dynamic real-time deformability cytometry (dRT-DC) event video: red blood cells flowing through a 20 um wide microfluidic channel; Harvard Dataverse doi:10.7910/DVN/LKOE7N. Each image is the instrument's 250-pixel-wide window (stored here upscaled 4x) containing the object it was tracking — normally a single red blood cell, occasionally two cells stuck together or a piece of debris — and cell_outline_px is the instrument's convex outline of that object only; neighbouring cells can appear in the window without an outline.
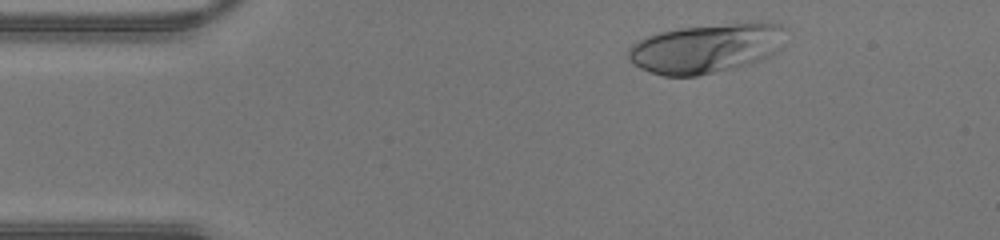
{"species": "human", "species_latin": "Homo sapiens", "temperature_condition": "warm", "stored_images_in_passage": 40, "camera_frame_rate_fps": 3000, "um_per_image_px": 0.085, "donor": {"sex": "male"}, "frame": {"image": 1, "passage_image": 1, "time_ms": 0.0, "image_size_px": [1000, 240], "cell_outline_px": [[740, 28], [704, 72], [688, 76], [668, 76], [644, 68], [640, 64], [632, 52], [640, 44], [656, 36], [668, 32], [692, 28]], "centroid_in_image_um": [58.09, 4.3], "position_along_channel_um": 26.9, "area_um2": 25.03}}
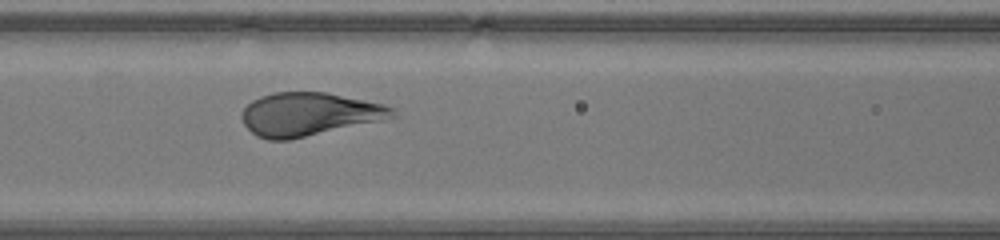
{"frame": {"image": 2, "passage_image": 13, "time_ms": 4.0, "image_size_px": [1000, 240], "cell_outline_px": [[388, 108], [360, 120], [300, 136], [260, 136], [244, 120], [244, 112], [256, 100], [268, 96], [284, 92], [316, 92], [336, 96], [372, 104]], "centroid_in_image_um": [25.87, 9.63], "position_along_channel_um": 140.7, "area_um2": 30.98}}
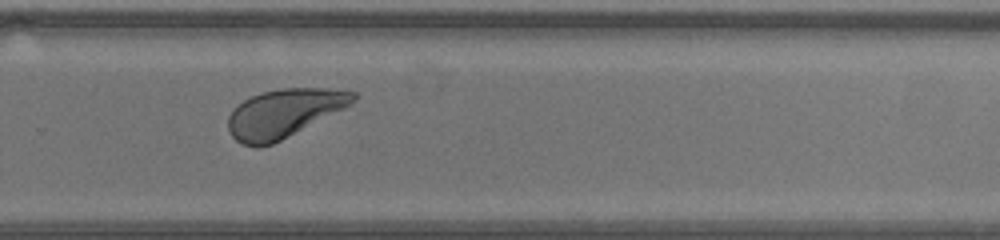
{"frame": {"image": 3, "passage_image": 24, "time_ms": 7.667, "image_size_px": [1000, 240], "cell_outline_px": [[356, 96], [344, 104], [284, 136], [268, 144], [244, 144], [232, 132], [228, 124], [232, 112], [240, 104], [256, 96], [268, 92], [296, 88], [348, 92]], "centroid_in_image_um": [23.98, 9.61], "position_along_channel_um": 305.8, "area_um2": 30.69}}